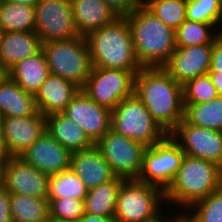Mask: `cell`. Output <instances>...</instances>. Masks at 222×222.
I'll return each instance as SVG.
<instances>
[{
    "instance_id": "1",
    "label": "cell",
    "mask_w": 222,
    "mask_h": 222,
    "mask_svg": "<svg viewBox=\"0 0 222 222\" xmlns=\"http://www.w3.org/2000/svg\"><path fill=\"white\" fill-rule=\"evenodd\" d=\"M134 93L167 134L183 120V86L163 67H143L135 76Z\"/></svg>"
},
{
    "instance_id": "2",
    "label": "cell",
    "mask_w": 222,
    "mask_h": 222,
    "mask_svg": "<svg viewBox=\"0 0 222 222\" xmlns=\"http://www.w3.org/2000/svg\"><path fill=\"white\" fill-rule=\"evenodd\" d=\"M142 67H163L176 49L175 31L143 4L125 16Z\"/></svg>"
},
{
    "instance_id": "3",
    "label": "cell",
    "mask_w": 222,
    "mask_h": 222,
    "mask_svg": "<svg viewBox=\"0 0 222 222\" xmlns=\"http://www.w3.org/2000/svg\"><path fill=\"white\" fill-rule=\"evenodd\" d=\"M93 67L140 71L143 67L137 60L130 26L125 16L86 36Z\"/></svg>"
},
{
    "instance_id": "4",
    "label": "cell",
    "mask_w": 222,
    "mask_h": 222,
    "mask_svg": "<svg viewBox=\"0 0 222 222\" xmlns=\"http://www.w3.org/2000/svg\"><path fill=\"white\" fill-rule=\"evenodd\" d=\"M222 186V168L216 163L185 154L172 183L164 191L165 203L187 210Z\"/></svg>"
},
{
    "instance_id": "5",
    "label": "cell",
    "mask_w": 222,
    "mask_h": 222,
    "mask_svg": "<svg viewBox=\"0 0 222 222\" xmlns=\"http://www.w3.org/2000/svg\"><path fill=\"white\" fill-rule=\"evenodd\" d=\"M42 51L50 74L84 87L93 67L86 36L42 43Z\"/></svg>"
},
{
    "instance_id": "6",
    "label": "cell",
    "mask_w": 222,
    "mask_h": 222,
    "mask_svg": "<svg viewBox=\"0 0 222 222\" xmlns=\"http://www.w3.org/2000/svg\"><path fill=\"white\" fill-rule=\"evenodd\" d=\"M111 130L146 147L153 146L168 135L135 93L111 110Z\"/></svg>"
},
{
    "instance_id": "7",
    "label": "cell",
    "mask_w": 222,
    "mask_h": 222,
    "mask_svg": "<svg viewBox=\"0 0 222 222\" xmlns=\"http://www.w3.org/2000/svg\"><path fill=\"white\" fill-rule=\"evenodd\" d=\"M165 204L164 191L137 179L124 180L117 196L115 222H141L156 217Z\"/></svg>"
},
{
    "instance_id": "8",
    "label": "cell",
    "mask_w": 222,
    "mask_h": 222,
    "mask_svg": "<svg viewBox=\"0 0 222 222\" xmlns=\"http://www.w3.org/2000/svg\"><path fill=\"white\" fill-rule=\"evenodd\" d=\"M184 156L179 144L168 134L162 141L146 148L137 180L165 191L172 183Z\"/></svg>"
},
{
    "instance_id": "9",
    "label": "cell",
    "mask_w": 222,
    "mask_h": 222,
    "mask_svg": "<svg viewBox=\"0 0 222 222\" xmlns=\"http://www.w3.org/2000/svg\"><path fill=\"white\" fill-rule=\"evenodd\" d=\"M138 72L92 67L82 90L97 104L113 110L120 101L134 94Z\"/></svg>"
},
{
    "instance_id": "10",
    "label": "cell",
    "mask_w": 222,
    "mask_h": 222,
    "mask_svg": "<svg viewBox=\"0 0 222 222\" xmlns=\"http://www.w3.org/2000/svg\"><path fill=\"white\" fill-rule=\"evenodd\" d=\"M116 176L138 179L146 146L109 130L95 143Z\"/></svg>"
},
{
    "instance_id": "11",
    "label": "cell",
    "mask_w": 222,
    "mask_h": 222,
    "mask_svg": "<svg viewBox=\"0 0 222 222\" xmlns=\"http://www.w3.org/2000/svg\"><path fill=\"white\" fill-rule=\"evenodd\" d=\"M35 33L42 43L79 35L70 0H40L35 5Z\"/></svg>"
},
{
    "instance_id": "12",
    "label": "cell",
    "mask_w": 222,
    "mask_h": 222,
    "mask_svg": "<svg viewBox=\"0 0 222 222\" xmlns=\"http://www.w3.org/2000/svg\"><path fill=\"white\" fill-rule=\"evenodd\" d=\"M170 136L186 155L214 162L222 168V132L182 120Z\"/></svg>"
},
{
    "instance_id": "13",
    "label": "cell",
    "mask_w": 222,
    "mask_h": 222,
    "mask_svg": "<svg viewBox=\"0 0 222 222\" xmlns=\"http://www.w3.org/2000/svg\"><path fill=\"white\" fill-rule=\"evenodd\" d=\"M3 188L10 194L47 198L50 175L20 157H8L1 165Z\"/></svg>"
},
{
    "instance_id": "14",
    "label": "cell",
    "mask_w": 222,
    "mask_h": 222,
    "mask_svg": "<svg viewBox=\"0 0 222 222\" xmlns=\"http://www.w3.org/2000/svg\"><path fill=\"white\" fill-rule=\"evenodd\" d=\"M96 143L111 130V110L91 100L80 89L62 112Z\"/></svg>"
},
{
    "instance_id": "15",
    "label": "cell",
    "mask_w": 222,
    "mask_h": 222,
    "mask_svg": "<svg viewBox=\"0 0 222 222\" xmlns=\"http://www.w3.org/2000/svg\"><path fill=\"white\" fill-rule=\"evenodd\" d=\"M212 49L213 44L176 47L163 68L183 86L197 76L208 74Z\"/></svg>"
},
{
    "instance_id": "16",
    "label": "cell",
    "mask_w": 222,
    "mask_h": 222,
    "mask_svg": "<svg viewBox=\"0 0 222 222\" xmlns=\"http://www.w3.org/2000/svg\"><path fill=\"white\" fill-rule=\"evenodd\" d=\"M2 130L9 157H20L46 132V116L3 117Z\"/></svg>"
},
{
    "instance_id": "17",
    "label": "cell",
    "mask_w": 222,
    "mask_h": 222,
    "mask_svg": "<svg viewBox=\"0 0 222 222\" xmlns=\"http://www.w3.org/2000/svg\"><path fill=\"white\" fill-rule=\"evenodd\" d=\"M20 158L37 170L53 175L70 169L71 152L46 131Z\"/></svg>"
},
{
    "instance_id": "18",
    "label": "cell",
    "mask_w": 222,
    "mask_h": 222,
    "mask_svg": "<svg viewBox=\"0 0 222 222\" xmlns=\"http://www.w3.org/2000/svg\"><path fill=\"white\" fill-rule=\"evenodd\" d=\"M70 168L83 181L88 190L116 177L96 145L72 152Z\"/></svg>"
},
{
    "instance_id": "19",
    "label": "cell",
    "mask_w": 222,
    "mask_h": 222,
    "mask_svg": "<svg viewBox=\"0 0 222 222\" xmlns=\"http://www.w3.org/2000/svg\"><path fill=\"white\" fill-rule=\"evenodd\" d=\"M80 88L57 75L49 74L35 93L38 111L47 116L62 113Z\"/></svg>"
},
{
    "instance_id": "20",
    "label": "cell",
    "mask_w": 222,
    "mask_h": 222,
    "mask_svg": "<svg viewBox=\"0 0 222 222\" xmlns=\"http://www.w3.org/2000/svg\"><path fill=\"white\" fill-rule=\"evenodd\" d=\"M41 49L42 42L35 31L0 32V65L6 71Z\"/></svg>"
},
{
    "instance_id": "21",
    "label": "cell",
    "mask_w": 222,
    "mask_h": 222,
    "mask_svg": "<svg viewBox=\"0 0 222 222\" xmlns=\"http://www.w3.org/2000/svg\"><path fill=\"white\" fill-rule=\"evenodd\" d=\"M80 36L98 30L119 17L103 0H70Z\"/></svg>"
},
{
    "instance_id": "22",
    "label": "cell",
    "mask_w": 222,
    "mask_h": 222,
    "mask_svg": "<svg viewBox=\"0 0 222 222\" xmlns=\"http://www.w3.org/2000/svg\"><path fill=\"white\" fill-rule=\"evenodd\" d=\"M46 131L71 153L95 145L86 132L63 113L46 116Z\"/></svg>"
},
{
    "instance_id": "23",
    "label": "cell",
    "mask_w": 222,
    "mask_h": 222,
    "mask_svg": "<svg viewBox=\"0 0 222 222\" xmlns=\"http://www.w3.org/2000/svg\"><path fill=\"white\" fill-rule=\"evenodd\" d=\"M0 111L3 117L37 114L35 94L24 91L8 75L0 83Z\"/></svg>"
},
{
    "instance_id": "24",
    "label": "cell",
    "mask_w": 222,
    "mask_h": 222,
    "mask_svg": "<svg viewBox=\"0 0 222 222\" xmlns=\"http://www.w3.org/2000/svg\"><path fill=\"white\" fill-rule=\"evenodd\" d=\"M24 91L35 94L50 74L47 60L42 49L22 61L17 62L7 71Z\"/></svg>"
},
{
    "instance_id": "25",
    "label": "cell",
    "mask_w": 222,
    "mask_h": 222,
    "mask_svg": "<svg viewBox=\"0 0 222 222\" xmlns=\"http://www.w3.org/2000/svg\"><path fill=\"white\" fill-rule=\"evenodd\" d=\"M124 180L116 176L109 182L89 189L84 200L85 212L114 218L119 188Z\"/></svg>"
},
{
    "instance_id": "26",
    "label": "cell",
    "mask_w": 222,
    "mask_h": 222,
    "mask_svg": "<svg viewBox=\"0 0 222 222\" xmlns=\"http://www.w3.org/2000/svg\"><path fill=\"white\" fill-rule=\"evenodd\" d=\"M183 120L201 128L222 132V96L199 104H184Z\"/></svg>"
},
{
    "instance_id": "27",
    "label": "cell",
    "mask_w": 222,
    "mask_h": 222,
    "mask_svg": "<svg viewBox=\"0 0 222 222\" xmlns=\"http://www.w3.org/2000/svg\"><path fill=\"white\" fill-rule=\"evenodd\" d=\"M13 222H48L49 201L20 194H10Z\"/></svg>"
},
{
    "instance_id": "28",
    "label": "cell",
    "mask_w": 222,
    "mask_h": 222,
    "mask_svg": "<svg viewBox=\"0 0 222 222\" xmlns=\"http://www.w3.org/2000/svg\"><path fill=\"white\" fill-rule=\"evenodd\" d=\"M35 31V7L3 0L0 32Z\"/></svg>"
},
{
    "instance_id": "29",
    "label": "cell",
    "mask_w": 222,
    "mask_h": 222,
    "mask_svg": "<svg viewBox=\"0 0 222 222\" xmlns=\"http://www.w3.org/2000/svg\"><path fill=\"white\" fill-rule=\"evenodd\" d=\"M217 27L216 24H208L186 19L175 30L176 47L213 44L214 39L222 32V26L220 30Z\"/></svg>"
},
{
    "instance_id": "30",
    "label": "cell",
    "mask_w": 222,
    "mask_h": 222,
    "mask_svg": "<svg viewBox=\"0 0 222 222\" xmlns=\"http://www.w3.org/2000/svg\"><path fill=\"white\" fill-rule=\"evenodd\" d=\"M88 189L83 181L70 169L50 175L47 199L70 197L84 201Z\"/></svg>"
},
{
    "instance_id": "31",
    "label": "cell",
    "mask_w": 222,
    "mask_h": 222,
    "mask_svg": "<svg viewBox=\"0 0 222 222\" xmlns=\"http://www.w3.org/2000/svg\"><path fill=\"white\" fill-rule=\"evenodd\" d=\"M181 212L186 222H222V186Z\"/></svg>"
},
{
    "instance_id": "32",
    "label": "cell",
    "mask_w": 222,
    "mask_h": 222,
    "mask_svg": "<svg viewBox=\"0 0 222 222\" xmlns=\"http://www.w3.org/2000/svg\"><path fill=\"white\" fill-rule=\"evenodd\" d=\"M143 5L174 31L186 20L187 0H143Z\"/></svg>"
},
{
    "instance_id": "33",
    "label": "cell",
    "mask_w": 222,
    "mask_h": 222,
    "mask_svg": "<svg viewBox=\"0 0 222 222\" xmlns=\"http://www.w3.org/2000/svg\"><path fill=\"white\" fill-rule=\"evenodd\" d=\"M186 19L190 21L216 24L222 23L221 0H187Z\"/></svg>"
},
{
    "instance_id": "34",
    "label": "cell",
    "mask_w": 222,
    "mask_h": 222,
    "mask_svg": "<svg viewBox=\"0 0 222 222\" xmlns=\"http://www.w3.org/2000/svg\"><path fill=\"white\" fill-rule=\"evenodd\" d=\"M49 218L54 222H77L85 213L84 201L70 197L48 199Z\"/></svg>"
},
{
    "instance_id": "35",
    "label": "cell",
    "mask_w": 222,
    "mask_h": 222,
    "mask_svg": "<svg viewBox=\"0 0 222 222\" xmlns=\"http://www.w3.org/2000/svg\"><path fill=\"white\" fill-rule=\"evenodd\" d=\"M183 95L184 104H199L219 96L209 74L197 76L184 84Z\"/></svg>"
},
{
    "instance_id": "36",
    "label": "cell",
    "mask_w": 222,
    "mask_h": 222,
    "mask_svg": "<svg viewBox=\"0 0 222 222\" xmlns=\"http://www.w3.org/2000/svg\"><path fill=\"white\" fill-rule=\"evenodd\" d=\"M118 16H126L143 4V0H103Z\"/></svg>"
},
{
    "instance_id": "37",
    "label": "cell",
    "mask_w": 222,
    "mask_h": 222,
    "mask_svg": "<svg viewBox=\"0 0 222 222\" xmlns=\"http://www.w3.org/2000/svg\"><path fill=\"white\" fill-rule=\"evenodd\" d=\"M209 72L222 75V32L214 39Z\"/></svg>"
},
{
    "instance_id": "38",
    "label": "cell",
    "mask_w": 222,
    "mask_h": 222,
    "mask_svg": "<svg viewBox=\"0 0 222 222\" xmlns=\"http://www.w3.org/2000/svg\"><path fill=\"white\" fill-rule=\"evenodd\" d=\"M0 222H13L10 208V193L4 188L0 190Z\"/></svg>"
},
{
    "instance_id": "39",
    "label": "cell",
    "mask_w": 222,
    "mask_h": 222,
    "mask_svg": "<svg viewBox=\"0 0 222 222\" xmlns=\"http://www.w3.org/2000/svg\"><path fill=\"white\" fill-rule=\"evenodd\" d=\"M77 222H115V219L85 212Z\"/></svg>"
},
{
    "instance_id": "40",
    "label": "cell",
    "mask_w": 222,
    "mask_h": 222,
    "mask_svg": "<svg viewBox=\"0 0 222 222\" xmlns=\"http://www.w3.org/2000/svg\"><path fill=\"white\" fill-rule=\"evenodd\" d=\"M208 74L217 89L218 95L222 96V75H218V72H208Z\"/></svg>"
},
{
    "instance_id": "41",
    "label": "cell",
    "mask_w": 222,
    "mask_h": 222,
    "mask_svg": "<svg viewBox=\"0 0 222 222\" xmlns=\"http://www.w3.org/2000/svg\"><path fill=\"white\" fill-rule=\"evenodd\" d=\"M161 213H159L156 217H153L149 220H145V221H141V222H176V220L181 216V214L177 213V215H173L172 217H169L167 219V217ZM174 216V217H173Z\"/></svg>"
},
{
    "instance_id": "42",
    "label": "cell",
    "mask_w": 222,
    "mask_h": 222,
    "mask_svg": "<svg viewBox=\"0 0 222 222\" xmlns=\"http://www.w3.org/2000/svg\"><path fill=\"white\" fill-rule=\"evenodd\" d=\"M9 157L4 141L2 126H0V165Z\"/></svg>"
},
{
    "instance_id": "43",
    "label": "cell",
    "mask_w": 222,
    "mask_h": 222,
    "mask_svg": "<svg viewBox=\"0 0 222 222\" xmlns=\"http://www.w3.org/2000/svg\"><path fill=\"white\" fill-rule=\"evenodd\" d=\"M8 2L16 3V4H25V5H30L35 7V5L40 1V0H5Z\"/></svg>"
},
{
    "instance_id": "44",
    "label": "cell",
    "mask_w": 222,
    "mask_h": 222,
    "mask_svg": "<svg viewBox=\"0 0 222 222\" xmlns=\"http://www.w3.org/2000/svg\"><path fill=\"white\" fill-rule=\"evenodd\" d=\"M7 75V71L0 65V83Z\"/></svg>"
},
{
    "instance_id": "45",
    "label": "cell",
    "mask_w": 222,
    "mask_h": 222,
    "mask_svg": "<svg viewBox=\"0 0 222 222\" xmlns=\"http://www.w3.org/2000/svg\"><path fill=\"white\" fill-rule=\"evenodd\" d=\"M3 189V173L0 166V190Z\"/></svg>"
},
{
    "instance_id": "46",
    "label": "cell",
    "mask_w": 222,
    "mask_h": 222,
    "mask_svg": "<svg viewBox=\"0 0 222 222\" xmlns=\"http://www.w3.org/2000/svg\"><path fill=\"white\" fill-rule=\"evenodd\" d=\"M176 222H186L181 216L176 220Z\"/></svg>"
},
{
    "instance_id": "47",
    "label": "cell",
    "mask_w": 222,
    "mask_h": 222,
    "mask_svg": "<svg viewBox=\"0 0 222 222\" xmlns=\"http://www.w3.org/2000/svg\"><path fill=\"white\" fill-rule=\"evenodd\" d=\"M2 121H3V116H2V113L0 111V126H2Z\"/></svg>"
},
{
    "instance_id": "48",
    "label": "cell",
    "mask_w": 222,
    "mask_h": 222,
    "mask_svg": "<svg viewBox=\"0 0 222 222\" xmlns=\"http://www.w3.org/2000/svg\"><path fill=\"white\" fill-rule=\"evenodd\" d=\"M2 3H3V0H0V8H1Z\"/></svg>"
}]
</instances>
